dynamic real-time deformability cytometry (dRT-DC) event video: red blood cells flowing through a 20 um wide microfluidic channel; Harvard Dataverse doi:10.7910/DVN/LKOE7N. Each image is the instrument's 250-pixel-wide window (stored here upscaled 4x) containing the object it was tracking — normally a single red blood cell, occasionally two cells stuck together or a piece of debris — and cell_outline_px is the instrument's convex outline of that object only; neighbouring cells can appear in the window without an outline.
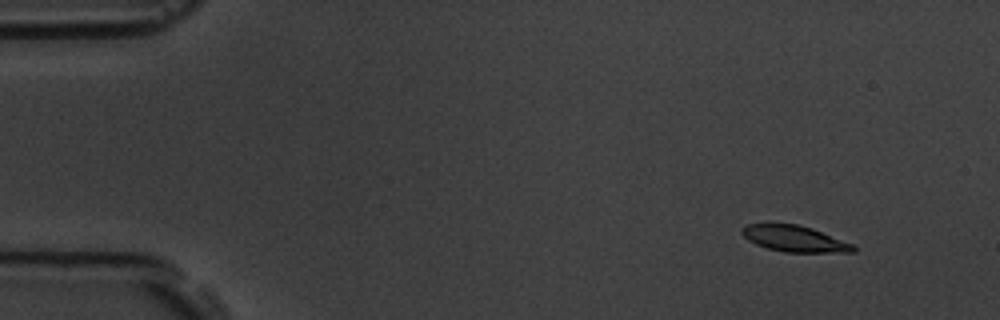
{"species": "common noctule bat (a hibernating species)", "species_latin": "Nyctalus noctula", "temperature_condition": "room temperature", "stored_images_in_passage": 5, "segment_of_instrument_passage": [1, 2], "camera_frame_rate_fps": 3000, "um_per_image_px": 0.085, "animal": {"sex": "male", "body_mass_g": 19.5, "forearm_length_mm": 54.6}, "frame": {"image": 1, "passage_image": 1, "time_ms": 0.0, "image_size_px": [1000, 320], "cell_outline_px": [[856, 252], [784, 252], [768, 248], [756, 244], [748, 240], [740, 232], [740, 228], [748, 224], [796, 224], [812, 228], [852, 244], [856, 248]], "centroid_in_image_um": [67.51, 20.29], "position_along_channel_um": 17.5, "area_um2": 16.76}}
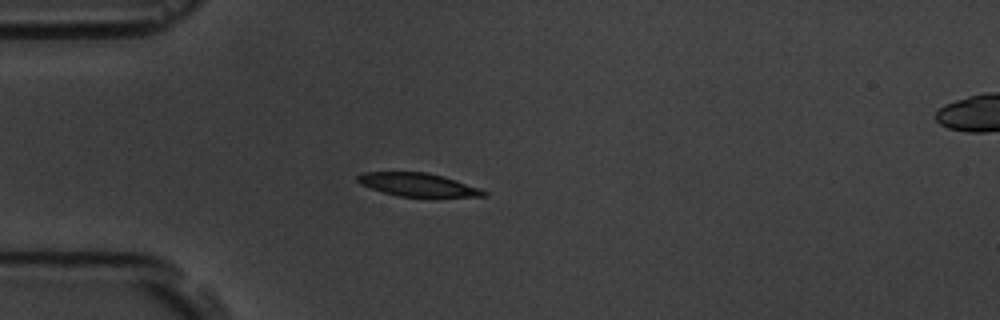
{"frame": {"image": 2, "passage_image": 4, "time_ms": 3.333, "image_size_px": [1000, 320], "cell_outline_px": [[488, 196], [436, 200], [400, 196], [384, 192], [360, 184], [356, 180], [356, 176], [364, 172], [428, 172], [456, 180], [480, 188], [488, 192]], "centroid_in_image_um": [35.66, 15.76], "position_along_channel_um": 49.3, "area_um2": 18.09}}